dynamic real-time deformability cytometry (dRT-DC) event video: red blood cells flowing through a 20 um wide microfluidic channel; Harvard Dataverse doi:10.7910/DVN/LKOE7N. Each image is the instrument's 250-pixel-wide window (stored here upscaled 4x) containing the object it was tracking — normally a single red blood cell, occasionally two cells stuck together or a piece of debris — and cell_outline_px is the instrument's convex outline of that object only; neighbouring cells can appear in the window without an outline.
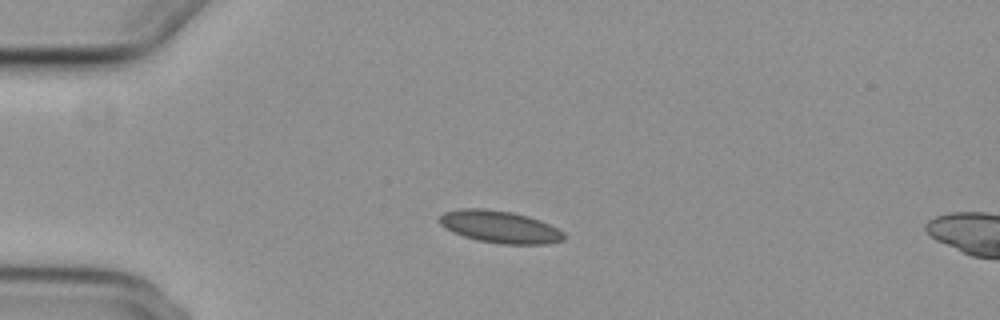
{"species": "common noctule bat (a hibernating species)", "species_latin": "Nyctalus noctula", "temperature_condition": "cold", "stored_images_in_passage": 16, "camera_frame_rate_fps": 3000, "um_per_image_px": 0.085, "animal": {"sex": "female", "body_mass_g": 29.2, "forearm_length_mm": 56.3}, "frame": {"image": 1, "passage_image": 12, "time_ms": 3.667, "image_size_px": [1000, 320], "cell_outline_px": [[568, 236], [564, 240], [548, 244], [500, 244], [476, 240], [452, 232], [444, 228], [440, 224], [440, 216], [444, 212], [460, 208], [484, 208], [512, 212], [528, 216], [540, 220], [564, 232]], "centroid_in_image_um": [42.5, 19.28], "position_along_channel_um": 42.5, "area_um2": 23.58}}